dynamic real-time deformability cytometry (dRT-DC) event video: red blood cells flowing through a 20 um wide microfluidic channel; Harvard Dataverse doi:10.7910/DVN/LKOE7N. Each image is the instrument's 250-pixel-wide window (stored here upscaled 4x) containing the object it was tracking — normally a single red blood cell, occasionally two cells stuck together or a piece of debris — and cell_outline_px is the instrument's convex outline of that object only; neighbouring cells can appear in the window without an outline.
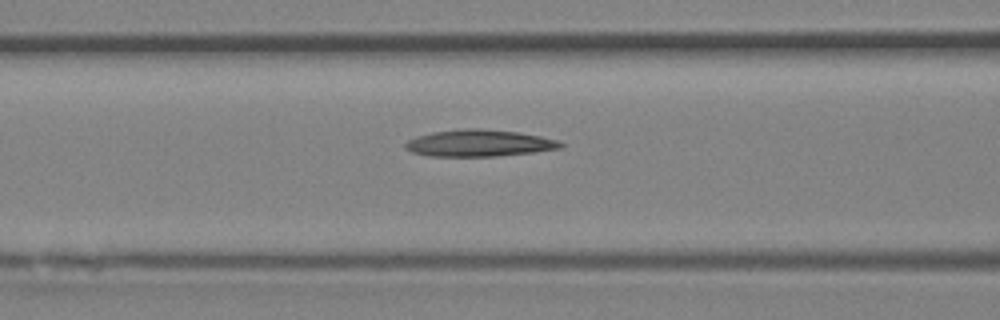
{"species": "Egyptian fruit bat (a non-hibernating species)", "species_latin": "Rousettus aegyptiacus", "temperature_condition": "room temperature", "stored_images_in_passage": 4, "camera_frame_rate_fps": 3000, "um_per_image_px": 0.085, "animal": {"sex": "female"}, "frame": {"image": 1, "passage_image": 4, "time_ms": 1.0, "image_size_px": [1000, 320], "cell_outline_px": [[564, 144], [560, 148], [532, 152], [496, 156], [428, 156], [412, 152], [404, 148], [404, 144], [408, 140], [416, 136], [432, 132], [464, 128], [484, 128], [520, 132], [540, 136], [556, 140]], "centroid_in_image_um": [40.68, 12.15], "position_along_channel_um": 125.9, "area_um2": 24.28}}